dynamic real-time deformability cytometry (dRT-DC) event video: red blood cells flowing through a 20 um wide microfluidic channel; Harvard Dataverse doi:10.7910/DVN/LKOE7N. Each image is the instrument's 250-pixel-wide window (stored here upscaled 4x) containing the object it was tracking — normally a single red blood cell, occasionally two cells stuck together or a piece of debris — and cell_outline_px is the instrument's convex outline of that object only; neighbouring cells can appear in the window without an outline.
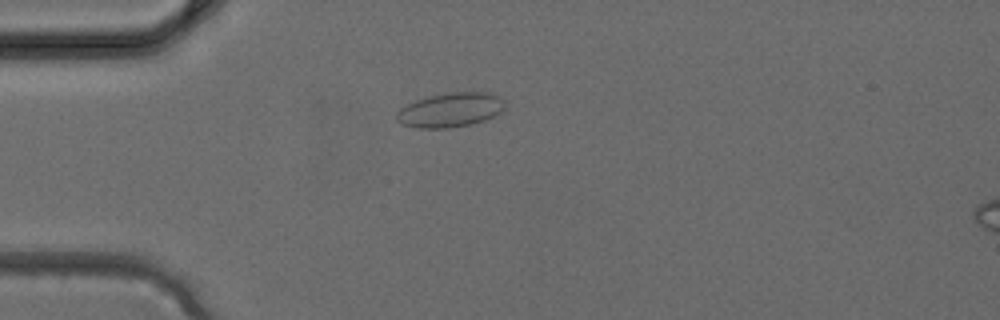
{"species": "common noctule bat (a hibernating species)", "species_latin": "Nyctalus noctula", "temperature_condition": "cold", "stored_images_in_passage": 2, "camera_frame_rate_fps": 3000, "um_per_image_px": 0.085, "animal": {"sex": "female", "body_mass_g": 24.6, "forearm_length_mm": 56.2}, "frame": {"image": 1, "passage_image": 2, "time_ms": 0.333, "image_size_px": [1000, 320], "cell_outline_px": [[504, 108], [500, 112], [484, 120], [468, 124], [448, 128], [420, 128], [400, 124], [396, 120], [396, 112], [400, 108], [416, 100], [428, 96], [448, 92], [492, 92], [500, 96], [504, 104]], "centroid_in_image_um": [38.26, 9.33], "position_along_channel_um": 46.7, "area_um2": 21.68}}